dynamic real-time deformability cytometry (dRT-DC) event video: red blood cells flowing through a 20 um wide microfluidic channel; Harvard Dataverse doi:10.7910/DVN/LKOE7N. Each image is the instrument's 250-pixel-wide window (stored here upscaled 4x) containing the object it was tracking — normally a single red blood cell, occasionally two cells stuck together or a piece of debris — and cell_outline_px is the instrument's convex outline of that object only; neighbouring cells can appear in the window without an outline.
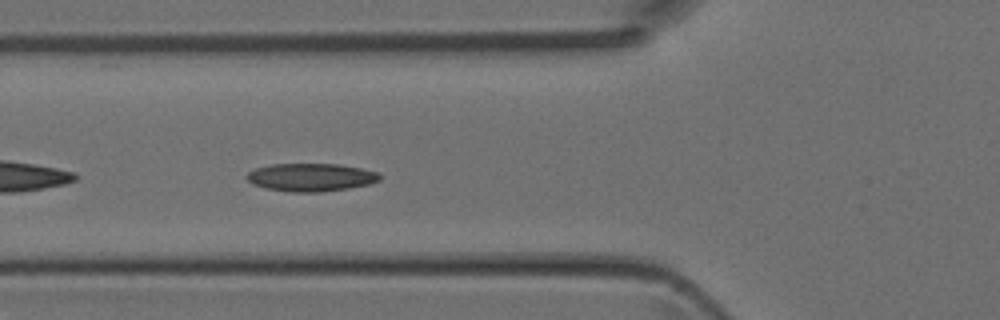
{"species": "Egyptian fruit bat (a non-hibernating species)", "species_latin": "Rousettus aegyptiacus", "temperature_condition": "room temperature", "stored_images_in_passage": 46, "camera_frame_rate_fps": 3000, "um_per_image_px": 0.085, "animal": {"sex": "female"}, "frame": {"image": 1, "passage_image": 17, "time_ms": 5.333, "image_size_px": [1000, 320], "cell_outline_px": [[380, 180], [368, 184], [348, 188], [320, 192], [288, 192], [264, 188], [252, 184], [244, 176], [248, 172], [256, 168], [272, 164], [340, 164], [380, 172]], "centroid_in_image_um": [26.4, 15.07], "position_along_channel_um": 99.4, "area_um2": 21.79}}
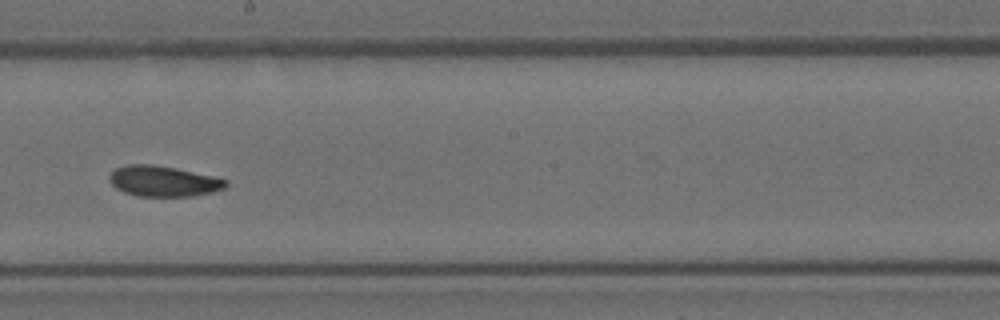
{"frame": {"image": 2, "passage_image": 26, "time_ms": 8.333, "image_size_px": [1000, 320], "cell_outline_px": [[228, 184], [224, 188], [212, 192], [192, 196], [140, 196], [124, 192], [116, 188], [108, 180], [108, 176], [116, 168], [128, 164], [152, 164], [176, 168], [212, 176], [228, 180]], "centroid_in_image_um": [13.87, 15.39], "position_along_channel_um": 234.3, "area_um2": 20.69}}
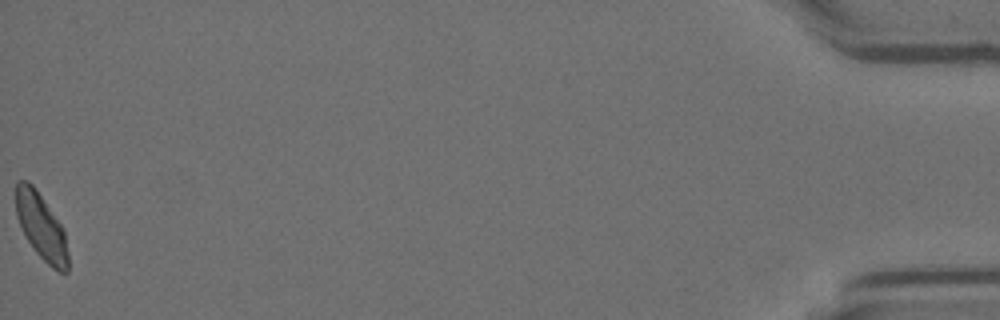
{"frame": {"image": 3, "passage_image": 46, "time_ms": 15.0, "image_size_px": [1000, 320], "cell_outline_px": [[68, 272], [56, 272], [36, 252], [28, 240], [16, 216], [16, 184], [20, 180], [28, 180], [36, 188], [60, 224], [64, 232], [68, 256]], "centroid_in_image_um": [3.5, 19.26], "position_along_channel_um": 431.7, "area_um2": 19.77}}